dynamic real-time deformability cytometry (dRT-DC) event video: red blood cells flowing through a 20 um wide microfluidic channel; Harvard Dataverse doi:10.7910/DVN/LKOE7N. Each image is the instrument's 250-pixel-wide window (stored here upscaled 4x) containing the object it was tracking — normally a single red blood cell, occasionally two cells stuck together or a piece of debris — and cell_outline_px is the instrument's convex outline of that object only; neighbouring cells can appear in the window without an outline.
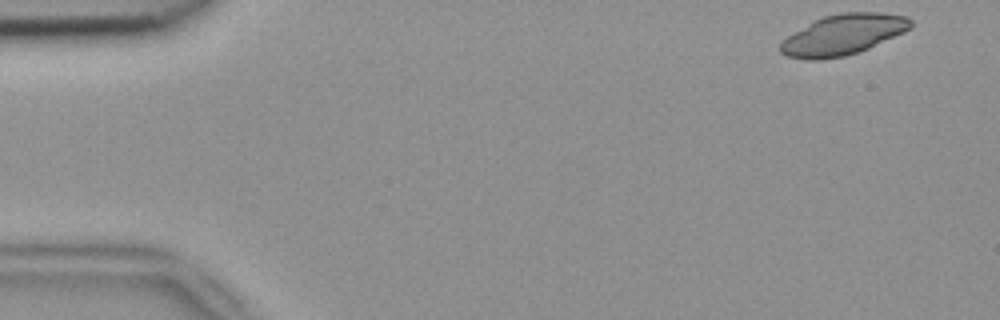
{"species": "common noctule bat (a hibernating species)", "species_latin": "Nyctalus noctula", "temperature_condition": "room temperature", "stored_images_in_passage": 5, "camera_frame_rate_fps": 3000, "um_per_image_px": 0.085, "animal": {"sex": "female", "body_mass_g": 18.4}, "frame": {"image": 1, "passage_image": 1, "time_ms": 0.0, "image_size_px": [1000, 320], "cell_outline_px": [[912, 28], [904, 32], [860, 52], [844, 56], [820, 60], [808, 60], [788, 56], [780, 52], [780, 44], [788, 36], [808, 24], [824, 16], [840, 12], [880, 12], [908, 16], [912, 20]], "centroid_in_image_um": [71.71, 2.94], "position_along_channel_um": 13.3, "area_um2": 30.69}}